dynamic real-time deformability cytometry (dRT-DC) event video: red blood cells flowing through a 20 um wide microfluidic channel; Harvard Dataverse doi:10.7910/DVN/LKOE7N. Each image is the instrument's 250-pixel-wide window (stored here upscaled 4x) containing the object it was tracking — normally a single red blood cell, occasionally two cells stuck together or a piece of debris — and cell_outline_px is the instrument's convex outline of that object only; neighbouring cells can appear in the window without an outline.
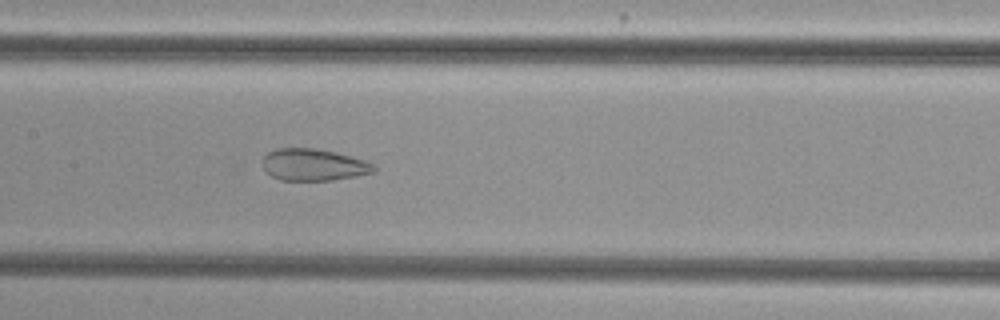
{"species": "common noctule bat (a hibernating species)", "species_latin": "Nyctalus noctula", "temperature_condition": "cold", "stored_images_in_passage": 34, "camera_frame_rate_fps": 3000, "um_per_image_px": 0.085, "animal": {"sex": "female", "body_mass_g": 29.2, "forearm_length_mm": 56.3}, "frame": {"image": 1, "passage_image": 13, "time_ms": 4.0, "image_size_px": [1000, 320], "cell_outline_px": [[376, 172], [356, 176], [332, 180], [280, 180], [272, 176], [264, 168], [264, 156], [268, 152], [276, 148], [316, 148], [336, 152], [364, 160], [372, 164], [376, 168]], "centroid_in_image_um": [26.67, 14.0], "position_along_channel_um": 180.7, "area_um2": 20.58}}
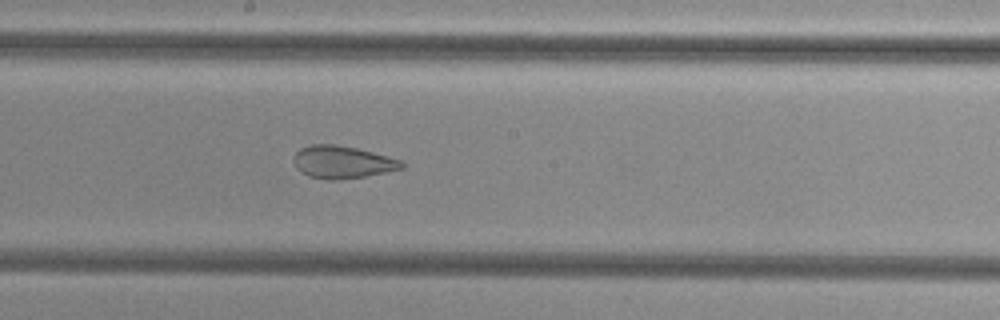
{"frame": {"image": 2, "passage_image": 16, "time_ms": 5.0, "image_size_px": [1000, 320], "cell_outline_px": [[404, 168], [388, 172], [364, 176], [332, 180], [328, 180], [308, 176], [300, 172], [296, 168], [292, 160], [292, 156], [300, 148], [312, 144], [332, 144], [356, 148], [388, 156], [400, 160], [404, 164]], "centroid_in_image_um": [29.06, 13.78], "position_along_channel_um": 219.1, "area_um2": 20.52}}
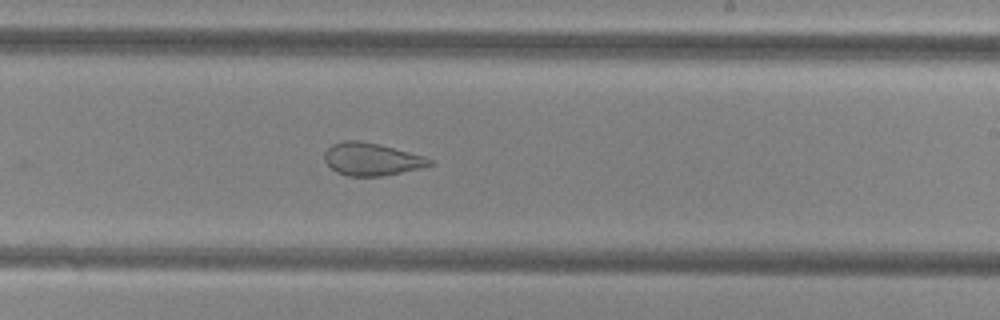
{"frame": {"image": 3, "passage_image": 19, "time_ms": 6.0, "image_size_px": [1000, 320], "cell_outline_px": [[436, 164], [424, 168], [384, 176], [348, 176], [336, 172], [324, 160], [324, 152], [332, 144], [344, 140], [360, 140], [380, 144], [424, 156], [432, 160]], "centroid_in_image_um": [31.62, 13.53], "position_along_channel_um": 257.4, "area_um2": 20.29}, "authors_computed_cell_mechanics": {"area_um2": 20.4034, "velocity_mm_per_s": 3.8442, "shape_relaxation_time_tau1_ms": null, "shape_relaxation_time_tau2_ms": 1.2516, "deformation_change_tau1": null, "deformation_change_tau2": 0.077}}